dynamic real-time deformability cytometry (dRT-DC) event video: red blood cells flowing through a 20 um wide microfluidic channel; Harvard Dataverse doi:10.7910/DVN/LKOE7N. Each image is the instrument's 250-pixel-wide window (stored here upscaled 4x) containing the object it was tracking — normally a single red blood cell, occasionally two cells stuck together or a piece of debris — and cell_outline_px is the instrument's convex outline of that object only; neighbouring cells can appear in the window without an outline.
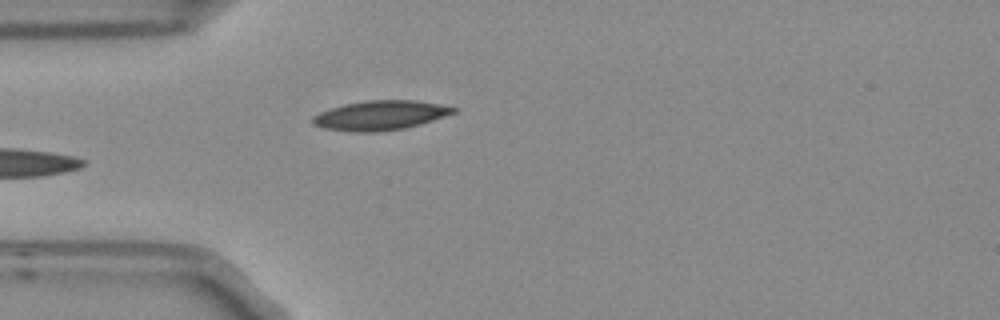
{"species": "Egyptian fruit bat (a non-hibernating species)", "species_latin": "Rousettus aegyptiacus", "temperature_condition": "room temperature", "stored_images_in_passage": 5, "camera_frame_rate_fps": 3000, "um_per_image_px": 0.085, "frame": {"image": 1, "passage_image": 5, "time_ms": 1.333, "image_size_px": [1000, 320], "cell_outline_px": [[460, 108], [456, 112], [420, 124], [404, 128], [376, 132], [352, 132], [324, 128], [312, 124], [312, 116], [320, 112], [344, 104], [364, 100], [416, 100]], "centroid_in_image_um": [32.32, 9.8], "position_along_channel_um": 52.7, "area_um2": 24.16}}